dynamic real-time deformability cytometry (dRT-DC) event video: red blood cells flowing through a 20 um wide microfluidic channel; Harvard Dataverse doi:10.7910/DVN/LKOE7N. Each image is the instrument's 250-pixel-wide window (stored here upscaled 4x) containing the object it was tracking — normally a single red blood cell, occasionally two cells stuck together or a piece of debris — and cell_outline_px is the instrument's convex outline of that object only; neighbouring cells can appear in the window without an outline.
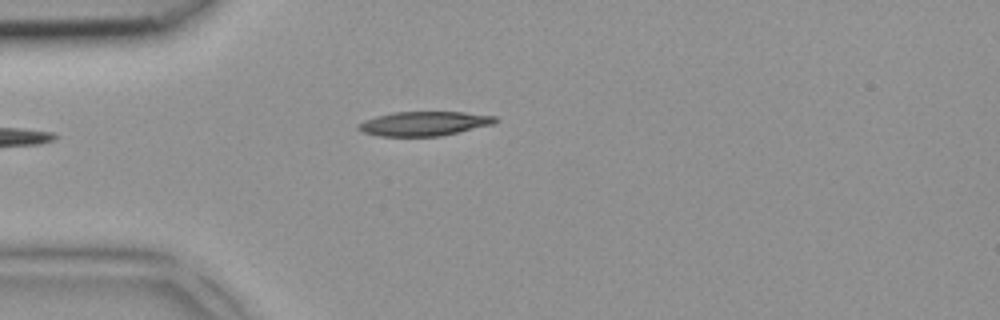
{"species": "common noctule bat (a hibernating species)", "species_latin": "Nyctalus noctula", "temperature_condition": "room temperature", "stored_images_in_passage": 2, "camera_frame_rate_fps": 3000, "um_per_image_px": 0.085, "animal": {"sex": "female", "body_mass_g": 18.4}, "frame": {"image": 1, "passage_image": 2, "time_ms": 0.333, "image_size_px": [1000, 320], "cell_outline_px": [[500, 120], [492, 124], [440, 136], [380, 136], [364, 132], [356, 128], [356, 124], [364, 120], [376, 116], [392, 112], [464, 112], [496, 116]], "centroid_in_image_um": [36.02, 10.5], "position_along_channel_um": 49.0, "area_um2": 19.36}}